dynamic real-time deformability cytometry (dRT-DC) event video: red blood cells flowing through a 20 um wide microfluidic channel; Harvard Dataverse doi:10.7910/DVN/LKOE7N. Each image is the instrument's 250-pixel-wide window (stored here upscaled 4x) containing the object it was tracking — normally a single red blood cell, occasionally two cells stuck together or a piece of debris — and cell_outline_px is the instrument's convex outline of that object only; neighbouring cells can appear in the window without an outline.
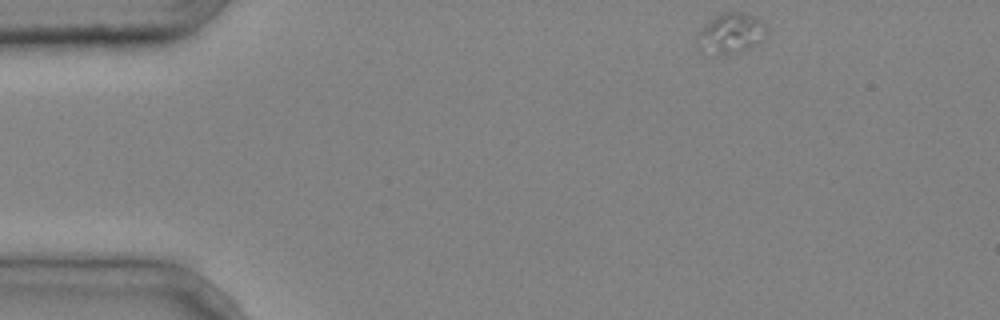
{"species": "common noctule bat (a hibernating species)", "species_latin": "Nyctalus noctula", "temperature_condition": "cold", "stored_images_in_passage": 3, "camera_frame_rate_fps": 3000, "um_per_image_px": 0.085, "animal": {"sex": "male", "body_mass_g": 20.4}, "frame": {"image": 1, "passage_image": 1, "time_ms": 0.0, "image_size_px": [1000, 320], "cell_outline_px": [[768, 36], [748, 48], [740, 52], [700, 52], [696, 48], [696, 40], [700, 32], [716, 16], [724, 12], [744, 12], [756, 16], [768, 28]], "centroid_in_image_um": [62.17, 2.81], "position_along_channel_um": 22.8, "area_um2": 15.95}}